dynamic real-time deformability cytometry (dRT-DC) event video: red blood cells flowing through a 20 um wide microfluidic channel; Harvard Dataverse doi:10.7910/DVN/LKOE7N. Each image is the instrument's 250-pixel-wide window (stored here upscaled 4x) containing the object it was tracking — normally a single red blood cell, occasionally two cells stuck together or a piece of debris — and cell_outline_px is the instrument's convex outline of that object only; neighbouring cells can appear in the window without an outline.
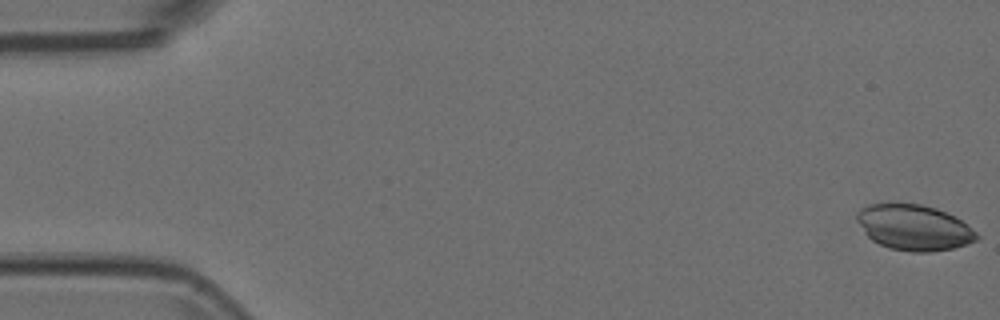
{"species": "Egyptian fruit bat (a non-hibernating species)", "species_latin": "Rousettus aegyptiacus", "temperature_condition": "room temperature", "stored_images_in_passage": 15, "camera_frame_rate_fps": 3000, "um_per_image_px": 0.085, "animal": {"sex": "female"}, "frame": {"image": 1, "passage_image": 1, "time_ms": 0.0, "image_size_px": [1000, 320], "cell_outline_px": [[980, 236], [976, 240], [952, 248], [932, 252], [912, 252], [892, 248], [880, 244], [872, 240], [864, 232], [856, 220], [856, 212], [860, 208], [868, 204], [888, 200], [896, 200], [920, 204], [936, 208], [960, 220], [976, 232]], "centroid_in_image_um": [77.6, 19.28], "position_along_channel_um": 7.4, "area_um2": 32.31}}
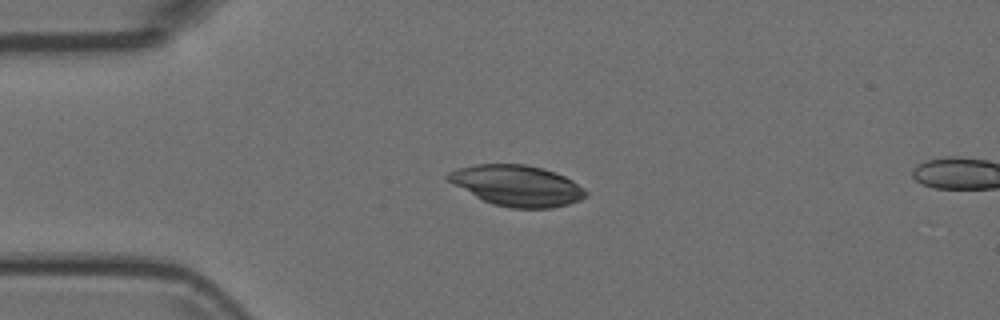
{"frame": {"image": 2, "passage_image": 13, "time_ms": 4.0, "image_size_px": [1000, 320], "cell_outline_px": [[588, 196], [580, 200], [568, 204], [552, 208], [512, 208], [492, 204], [476, 196], [448, 180], [444, 176], [448, 172], [456, 168], [476, 164], [524, 164], [544, 168], [556, 172], [572, 180], [584, 188], [588, 192]], "centroid_in_image_um": [43.98, 15.77], "position_along_channel_um": 41.0, "area_um2": 32.71}}